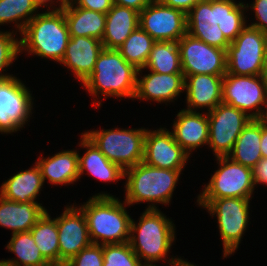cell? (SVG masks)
Masks as SVG:
<instances>
[{"label":"cell","instance_id":"47","mask_svg":"<svg viewBox=\"0 0 267 266\" xmlns=\"http://www.w3.org/2000/svg\"><path fill=\"white\" fill-rule=\"evenodd\" d=\"M266 110L263 111L262 116L259 118V120L265 125L267 126V102L265 104Z\"/></svg>","mask_w":267,"mask_h":266},{"label":"cell","instance_id":"25","mask_svg":"<svg viewBox=\"0 0 267 266\" xmlns=\"http://www.w3.org/2000/svg\"><path fill=\"white\" fill-rule=\"evenodd\" d=\"M80 146L86 148L84 156L79 155V178L87 171L96 179L110 182L117 181L124 177V170L117 164L112 163L107 157L91 142L84 134H81Z\"/></svg>","mask_w":267,"mask_h":266},{"label":"cell","instance_id":"37","mask_svg":"<svg viewBox=\"0 0 267 266\" xmlns=\"http://www.w3.org/2000/svg\"><path fill=\"white\" fill-rule=\"evenodd\" d=\"M64 266H103V245L91 243Z\"/></svg>","mask_w":267,"mask_h":266},{"label":"cell","instance_id":"14","mask_svg":"<svg viewBox=\"0 0 267 266\" xmlns=\"http://www.w3.org/2000/svg\"><path fill=\"white\" fill-rule=\"evenodd\" d=\"M139 26L156 42H178L187 33L186 14L152 0L139 13Z\"/></svg>","mask_w":267,"mask_h":266},{"label":"cell","instance_id":"44","mask_svg":"<svg viewBox=\"0 0 267 266\" xmlns=\"http://www.w3.org/2000/svg\"><path fill=\"white\" fill-rule=\"evenodd\" d=\"M167 262L168 264L170 263L171 266H196L180 258H172L167 260ZM153 266H156V264H154Z\"/></svg>","mask_w":267,"mask_h":266},{"label":"cell","instance_id":"3","mask_svg":"<svg viewBox=\"0 0 267 266\" xmlns=\"http://www.w3.org/2000/svg\"><path fill=\"white\" fill-rule=\"evenodd\" d=\"M52 11L37 13L23 32L20 39V51L49 58L61 64L68 45L70 34L62 8L55 6Z\"/></svg>","mask_w":267,"mask_h":266},{"label":"cell","instance_id":"1","mask_svg":"<svg viewBox=\"0 0 267 266\" xmlns=\"http://www.w3.org/2000/svg\"><path fill=\"white\" fill-rule=\"evenodd\" d=\"M124 204L127 205L112 195L98 193L90 197L86 204L79 206L85 216L92 243L104 245L129 242L132 218Z\"/></svg>","mask_w":267,"mask_h":266},{"label":"cell","instance_id":"23","mask_svg":"<svg viewBox=\"0 0 267 266\" xmlns=\"http://www.w3.org/2000/svg\"><path fill=\"white\" fill-rule=\"evenodd\" d=\"M139 26V12L113 4L106 13L102 45L106 49H118Z\"/></svg>","mask_w":267,"mask_h":266},{"label":"cell","instance_id":"39","mask_svg":"<svg viewBox=\"0 0 267 266\" xmlns=\"http://www.w3.org/2000/svg\"><path fill=\"white\" fill-rule=\"evenodd\" d=\"M77 7L106 14L113 6L112 0H71Z\"/></svg>","mask_w":267,"mask_h":266},{"label":"cell","instance_id":"26","mask_svg":"<svg viewBox=\"0 0 267 266\" xmlns=\"http://www.w3.org/2000/svg\"><path fill=\"white\" fill-rule=\"evenodd\" d=\"M78 157L76 150H67L52 157H39L35 163L40 167L43 182L48 179L54 185L72 184L79 179Z\"/></svg>","mask_w":267,"mask_h":266},{"label":"cell","instance_id":"12","mask_svg":"<svg viewBox=\"0 0 267 266\" xmlns=\"http://www.w3.org/2000/svg\"><path fill=\"white\" fill-rule=\"evenodd\" d=\"M222 102L259 119L267 102V83L262 75L238 76L226 73L222 81Z\"/></svg>","mask_w":267,"mask_h":266},{"label":"cell","instance_id":"8","mask_svg":"<svg viewBox=\"0 0 267 266\" xmlns=\"http://www.w3.org/2000/svg\"><path fill=\"white\" fill-rule=\"evenodd\" d=\"M267 34L250 25L241 31L227 49V73L238 76L262 75Z\"/></svg>","mask_w":267,"mask_h":266},{"label":"cell","instance_id":"16","mask_svg":"<svg viewBox=\"0 0 267 266\" xmlns=\"http://www.w3.org/2000/svg\"><path fill=\"white\" fill-rule=\"evenodd\" d=\"M189 154L175 141L172 131L160 128L146 132L143 162L156 168L182 171Z\"/></svg>","mask_w":267,"mask_h":266},{"label":"cell","instance_id":"43","mask_svg":"<svg viewBox=\"0 0 267 266\" xmlns=\"http://www.w3.org/2000/svg\"><path fill=\"white\" fill-rule=\"evenodd\" d=\"M261 143L260 149L262 158H267V126L261 122Z\"/></svg>","mask_w":267,"mask_h":266},{"label":"cell","instance_id":"24","mask_svg":"<svg viewBox=\"0 0 267 266\" xmlns=\"http://www.w3.org/2000/svg\"><path fill=\"white\" fill-rule=\"evenodd\" d=\"M70 37L103 38L106 14L77 7L71 0L62 6Z\"/></svg>","mask_w":267,"mask_h":266},{"label":"cell","instance_id":"46","mask_svg":"<svg viewBox=\"0 0 267 266\" xmlns=\"http://www.w3.org/2000/svg\"><path fill=\"white\" fill-rule=\"evenodd\" d=\"M262 77L264 78L265 82L267 83V45H266L265 63H264V69H263Z\"/></svg>","mask_w":267,"mask_h":266},{"label":"cell","instance_id":"45","mask_svg":"<svg viewBox=\"0 0 267 266\" xmlns=\"http://www.w3.org/2000/svg\"><path fill=\"white\" fill-rule=\"evenodd\" d=\"M38 4H39V6L40 7H44L45 5H46V7L48 6L47 4V2H51L52 4L54 3V1L53 0H35ZM60 2L59 4V7L58 8H62V6L67 2L66 0H57V2Z\"/></svg>","mask_w":267,"mask_h":266},{"label":"cell","instance_id":"11","mask_svg":"<svg viewBox=\"0 0 267 266\" xmlns=\"http://www.w3.org/2000/svg\"><path fill=\"white\" fill-rule=\"evenodd\" d=\"M209 121L208 145L215 157L228 156L243 128L253 119L234 106L221 102L207 112Z\"/></svg>","mask_w":267,"mask_h":266},{"label":"cell","instance_id":"22","mask_svg":"<svg viewBox=\"0 0 267 266\" xmlns=\"http://www.w3.org/2000/svg\"><path fill=\"white\" fill-rule=\"evenodd\" d=\"M38 202L18 203L0 195V226L12 230V234L27 232L47 211Z\"/></svg>","mask_w":267,"mask_h":266},{"label":"cell","instance_id":"9","mask_svg":"<svg viewBox=\"0 0 267 266\" xmlns=\"http://www.w3.org/2000/svg\"><path fill=\"white\" fill-rule=\"evenodd\" d=\"M243 2L234 0H204L198 2L187 14V25H218L225 38L231 43L246 27Z\"/></svg>","mask_w":267,"mask_h":266},{"label":"cell","instance_id":"42","mask_svg":"<svg viewBox=\"0 0 267 266\" xmlns=\"http://www.w3.org/2000/svg\"><path fill=\"white\" fill-rule=\"evenodd\" d=\"M112 1L113 4L123 7H128L140 13L152 0H112Z\"/></svg>","mask_w":267,"mask_h":266},{"label":"cell","instance_id":"17","mask_svg":"<svg viewBox=\"0 0 267 266\" xmlns=\"http://www.w3.org/2000/svg\"><path fill=\"white\" fill-rule=\"evenodd\" d=\"M58 243L60 250V266H64L71 258L92 242L88 233L85 216L80 208L66 206L62 215L56 218Z\"/></svg>","mask_w":267,"mask_h":266},{"label":"cell","instance_id":"32","mask_svg":"<svg viewBox=\"0 0 267 266\" xmlns=\"http://www.w3.org/2000/svg\"><path fill=\"white\" fill-rule=\"evenodd\" d=\"M156 41L138 26L117 49L128 63L137 69L144 68Z\"/></svg>","mask_w":267,"mask_h":266},{"label":"cell","instance_id":"21","mask_svg":"<svg viewBox=\"0 0 267 266\" xmlns=\"http://www.w3.org/2000/svg\"><path fill=\"white\" fill-rule=\"evenodd\" d=\"M175 141L190 155V152L209 141V121L205 113L181 110L173 124Z\"/></svg>","mask_w":267,"mask_h":266},{"label":"cell","instance_id":"5","mask_svg":"<svg viewBox=\"0 0 267 266\" xmlns=\"http://www.w3.org/2000/svg\"><path fill=\"white\" fill-rule=\"evenodd\" d=\"M181 171L149 166L144 162L125 170L127 177L125 203L152 202L148 209H157L154 203L168 204L176 188Z\"/></svg>","mask_w":267,"mask_h":266},{"label":"cell","instance_id":"19","mask_svg":"<svg viewBox=\"0 0 267 266\" xmlns=\"http://www.w3.org/2000/svg\"><path fill=\"white\" fill-rule=\"evenodd\" d=\"M224 75L194 74L184 75L187 111L208 108L210 112L222 102V81Z\"/></svg>","mask_w":267,"mask_h":266},{"label":"cell","instance_id":"28","mask_svg":"<svg viewBox=\"0 0 267 266\" xmlns=\"http://www.w3.org/2000/svg\"><path fill=\"white\" fill-rule=\"evenodd\" d=\"M261 121L252 119L236 139L231 153L228 155L233 161L253 169L262 159Z\"/></svg>","mask_w":267,"mask_h":266},{"label":"cell","instance_id":"38","mask_svg":"<svg viewBox=\"0 0 267 266\" xmlns=\"http://www.w3.org/2000/svg\"><path fill=\"white\" fill-rule=\"evenodd\" d=\"M250 5L251 9L255 11V17L258 20L250 26L267 34V0H255Z\"/></svg>","mask_w":267,"mask_h":266},{"label":"cell","instance_id":"36","mask_svg":"<svg viewBox=\"0 0 267 266\" xmlns=\"http://www.w3.org/2000/svg\"><path fill=\"white\" fill-rule=\"evenodd\" d=\"M187 33L194 38L220 49L227 50L230 42L225 38L219 26L208 25H187Z\"/></svg>","mask_w":267,"mask_h":266},{"label":"cell","instance_id":"40","mask_svg":"<svg viewBox=\"0 0 267 266\" xmlns=\"http://www.w3.org/2000/svg\"><path fill=\"white\" fill-rule=\"evenodd\" d=\"M254 186L257 184L267 185V158H262L252 169Z\"/></svg>","mask_w":267,"mask_h":266},{"label":"cell","instance_id":"29","mask_svg":"<svg viewBox=\"0 0 267 266\" xmlns=\"http://www.w3.org/2000/svg\"><path fill=\"white\" fill-rule=\"evenodd\" d=\"M41 255L51 266H60V250L56 218L51 219L47 211L30 229Z\"/></svg>","mask_w":267,"mask_h":266},{"label":"cell","instance_id":"10","mask_svg":"<svg viewBox=\"0 0 267 266\" xmlns=\"http://www.w3.org/2000/svg\"><path fill=\"white\" fill-rule=\"evenodd\" d=\"M220 168L212 175L209 183L198 198H248L253 194L252 169L228 156L217 157Z\"/></svg>","mask_w":267,"mask_h":266},{"label":"cell","instance_id":"48","mask_svg":"<svg viewBox=\"0 0 267 266\" xmlns=\"http://www.w3.org/2000/svg\"><path fill=\"white\" fill-rule=\"evenodd\" d=\"M0 266H14V265L8 260H1Z\"/></svg>","mask_w":267,"mask_h":266},{"label":"cell","instance_id":"7","mask_svg":"<svg viewBox=\"0 0 267 266\" xmlns=\"http://www.w3.org/2000/svg\"><path fill=\"white\" fill-rule=\"evenodd\" d=\"M197 202L199 206L206 208L211 216L216 214L223 241V257L234 253L249 222L250 199L198 198Z\"/></svg>","mask_w":267,"mask_h":266},{"label":"cell","instance_id":"2","mask_svg":"<svg viewBox=\"0 0 267 266\" xmlns=\"http://www.w3.org/2000/svg\"><path fill=\"white\" fill-rule=\"evenodd\" d=\"M138 78V69L128 63L118 50L104 48L83 86L92 96L101 94L133 99Z\"/></svg>","mask_w":267,"mask_h":266},{"label":"cell","instance_id":"4","mask_svg":"<svg viewBox=\"0 0 267 266\" xmlns=\"http://www.w3.org/2000/svg\"><path fill=\"white\" fill-rule=\"evenodd\" d=\"M172 222L160 210L148 208L143 212L139 223L131 219L129 244L144 266H153L154 262L167 258L175 240Z\"/></svg>","mask_w":267,"mask_h":266},{"label":"cell","instance_id":"35","mask_svg":"<svg viewBox=\"0 0 267 266\" xmlns=\"http://www.w3.org/2000/svg\"><path fill=\"white\" fill-rule=\"evenodd\" d=\"M20 53V40L15 39L11 32L0 31V81L13 77L1 72L6 71V67L10 66Z\"/></svg>","mask_w":267,"mask_h":266},{"label":"cell","instance_id":"33","mask_svg":"<svg viewBox=\"0 0 267 266\" xmlns=\"http://www.w3.org/2000/svg\"><path fill=\"white\" fill-rule=\"evenodd\" d=\"M40 8L35 0H0V25L16 23L18 32L22 33L33 14ZM18 21L20 23H18Z\"/></svg>","mask_w":267,"mask_h":266},{"label":"cell","instance_id":"34","mask_svg":"<svg viewBox=\"0 0 267 266\" xmlns=\"http://www.w3.org/2000/svg\"><path fill=\"white\" fill-rule=\"evenodd\" d=\"M103 266H144L129 242L103 245Z\"/></svg>","mask_w":267,"mask_h":266},{"label":"cell","instance_id":"27","mask_svg":"<svg viewBox=\"0 0 267 266\" xmlns=\"http://www.w3.org/2000/svg\"><path fill=\"white\" fill-rule=\"evenodd\" d=\"M43 178L40 167L35 164L31 169L18 172L1 185L0 195L18 203L37 202Z\"/></svg>","mask_w":267,"mask_h":266},{"label":"cell","instance_id":"31","mask_svg":"<svg viewBox=\"0 0 267 266\" xmlns=\"http://www.w3.org/2000/svg\"><path fill=\"white\" fill-rule=\"evenodd\" d=\"M6 248L17 256L8 260L14 266H51L41 255L30 231L12 234Z\"/></svg>","mask_w":267,"mask_h":266},{"label":"cell","instance_id":"20","mask_svg":"<svg viewBox=\"0 0 267 266\" xmlns=\"http://www.w3.org/2000/svg\"><path fill=\"white\" fill-rule=\"evenodd\" d=\"M142 78V79H141ZM137 79L136 99L170 102L185 90L183 73L163 74L151 71Z\"/></svg>","mask_w":267,"mask_h":266},{"label":"cell","instance_id":"18","mask_svg":"<svg viewBox=\"0 0 267 266\" xmlns=\"http://www.w3.org/2000/svg\"><path fill=\"white\" fill-rule=\"evenodd\" d=\"M103 49L102 42L94 37H70L61 63L83 83L92 74Z\"/></svg>","mask_w":267,"mask_h":266},{"label":"cell","instance_id":"15","mask_svg":"<svg viewBox=\"0 0 267 266\" xmlns=\"http://www.w3.org/2000/svg\"><path fill=\"white\" fill-rule=\"evenodd\" d=\"M32 96L16 77L0 81V132L13 133L24 127L32 113Z\"/></svg>","mask_w":267,"mask_h":266},{"label":"cell","instance_id":"6","mask_svg":"<svg viewBox=\"0 0 267 266\" xmlns=\"http://www.w3.org/2000/svg\"><path fill=\"white\" fill-rule=\"evenodd\" d=\"M147 129H108L85 132L84 135L124 171L143 162Z\"/></svg>","mask_w":267,"mask_h":266},{"label":"cell","instance_id":"41","mask_svg":"<svg viewBox=\"0 0 267 266\" xmlns=\"http://www.w3.org/2000/svg\"><path fill=\"white\" fill-rule=\"evenodd\" d=\"M162 4L187 14L198 2L204 0H159Z\"/></svg>","mask_w":267,"mask_h":266},{"label":"cell","instance_id":"13","mask_svg":"<svg viewBox=\"0 0 267 266\" xmlns=\"http://www.w3.org/2000/svg\"><path fill=\"white\" fill-rule=\"evenodd\" d=\"M183 75L227 73V50L220 49L186 33L179 41Z\"/></svg>","mask_w":267,"mask_h":266},{"label":"cell","instance_id":"30","mask_svg":"<svg viewBox=\"0 0 267 266\" xmlns=\"http://www.w3.org/2000/svg\"><path fill=\"white\" fill-rule=\"evenodd\" d=\"M145 68L163 74L183 73L178 42H155L146 65L138 69V75Z\"/></svg>","mask_w":267,"mask_h":266}]
</instances>
